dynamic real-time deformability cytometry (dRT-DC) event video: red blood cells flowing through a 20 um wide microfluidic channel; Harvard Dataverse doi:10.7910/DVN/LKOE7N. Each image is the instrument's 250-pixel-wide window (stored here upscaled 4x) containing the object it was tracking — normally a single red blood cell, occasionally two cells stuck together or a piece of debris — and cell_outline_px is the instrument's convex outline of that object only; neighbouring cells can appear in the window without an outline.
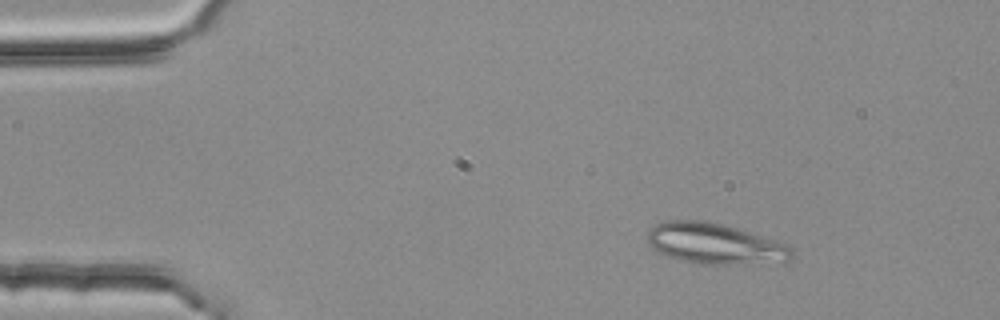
{"species": "common noctule bat (a hibernating species)", "species_latin": "Nyctalus noctula", "temperature_condition": "room temperature", "stored_images_in_passage": 5, "camera_frame_rate_fps": 3000, "um_per_image_px": 0.085, "animal": {"sex": "female", "body_mass_g": 25.1}, "frame": {"image": 1, "passage_image": 2, "time_ms": 0.333, "image_size_px": [1000, 320], "cell_outline_px": [[796, 256], [784, 264], [700, 264], [676, 260], [652, 248], [648, 244], [644, 236], [648, 228], [664, 220], [704, 220], [736, 228], [788, 244], [792, 248]], "centroid_in_image_um": [60.79, 20.74], "position_along_channel_um": 24.2, "area_um2": 35.26}}